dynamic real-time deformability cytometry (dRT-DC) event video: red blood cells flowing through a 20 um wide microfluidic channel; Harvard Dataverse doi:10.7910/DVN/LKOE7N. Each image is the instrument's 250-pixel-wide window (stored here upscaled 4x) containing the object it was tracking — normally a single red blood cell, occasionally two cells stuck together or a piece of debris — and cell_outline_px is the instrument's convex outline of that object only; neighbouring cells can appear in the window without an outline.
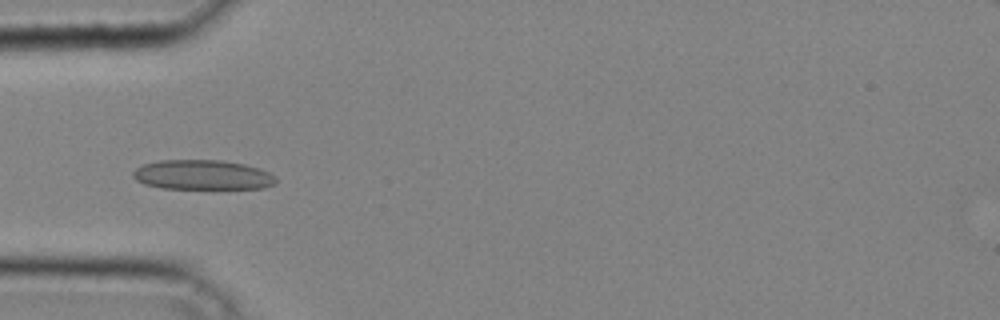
{"species": "common noctule bat (a hibernating species)", "species_latin": "Nyctalus noctula", "temperature_condition": "cold", "stored_images_in_passage": 39, "camera_frame_rate_fps": 3000, "um_per_image_px": 0.085, "animal": {"sex": "male", "body_mass_g": 20.4}, "frame": {"image": 1, "passage_image": 12, "time_ms": 3.667, "image_size_px": [1000, 320], "cell_outline_px": [[276, 184], [264, 188], [160, 188], [144, 184], [136, 180], [132, 176], [132, 172], [136, 168], [144, 164], [160, 160], [220, 160], [244, 164], [260, 168], [276, 176]], "centroid_in_image_um": [17.22, 14.86], "position_along_channel_um": 67.8, "area_um2": 24.8}}
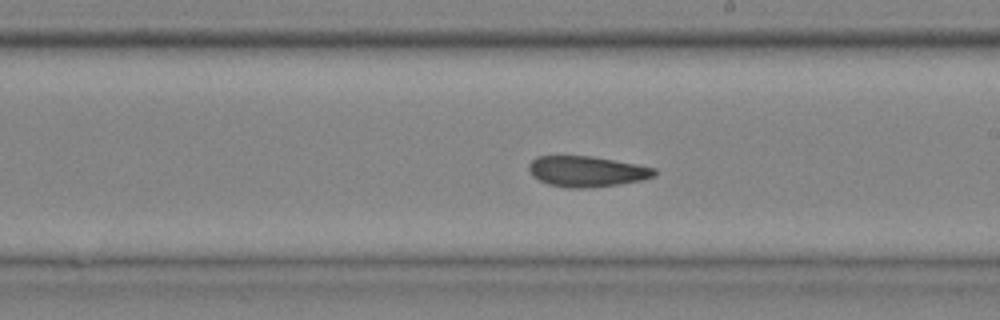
{"frame": {"image": 2, "passage_image": 23, "time_ms": 7.333, "image_size_px": [1000, 320], "cell_outline_px": [[656, 176], [640, 180], [616, 184], [588, 188], [568, 188], [548, 184], [532, 176], [528, 168], [528, 164], [536, 156], [592, 156], [636, 164], [656, 168]], "centroid_in_image_um": [49.85, 14.56], "position_along_channel_um": 239.1, "area_um2": 22.37}}
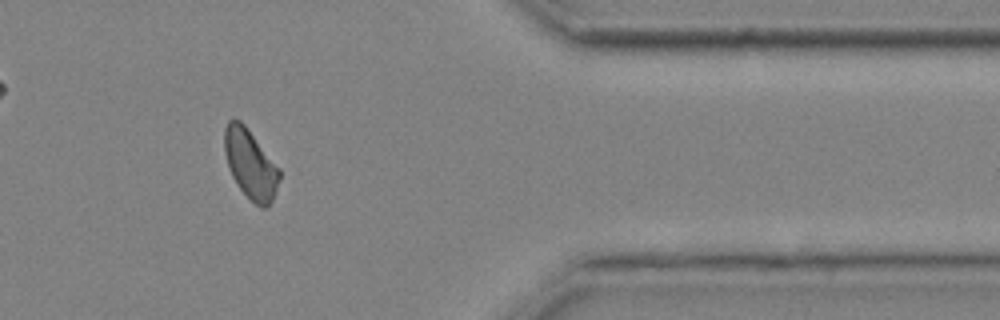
{"frame": {"image": 3, "passage_image": 34, "time_ms": 11.0, "image_size_px": [1000, 320], "cell_outline_px": [[280, 180], [272, 200], [268, 208], [260, 208], [236, 184], [232, 176], [224, 152], [224, 128], [228, 120], [232, 116], [240, 120], [244, 124], [280, 168]], "centroid_in_image_um": [21.28, 13.92], "position_along_channel_um": 390.1, "area_um2": 22.25}}